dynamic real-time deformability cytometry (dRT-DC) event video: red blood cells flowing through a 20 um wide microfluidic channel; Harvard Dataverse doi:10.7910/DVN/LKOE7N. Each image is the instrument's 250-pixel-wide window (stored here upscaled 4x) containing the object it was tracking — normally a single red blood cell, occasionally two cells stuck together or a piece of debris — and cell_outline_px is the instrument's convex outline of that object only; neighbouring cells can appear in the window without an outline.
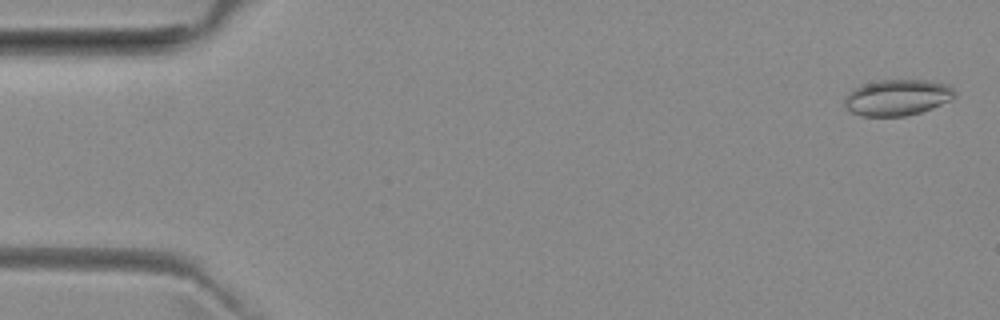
{"species": "common noctule bat (a hibernating species)", "species_latin": "Nyctalus noctula", "temperature_condition": "room temperature", "stored_images_in_passage": 53, "camera_frame_rate_fps": 3000, "um_per_image_px": 0.085, "animal": {"sex": "female", "body_mass_g": 29.2, "forearm_length_mm": 56.3}, "frame": {"image": 1, "passage_image": 2, "time_ms": 0.333, "image_size_px": [1000, 320], "cell_outline_px": [[956, 96], [952, 100], [932, 108], [920, 112], [904, 116], [860, 116], [852, 112], [844, 104], [844, 100], [848, 92], [864, 84], [876, 80], [924, 80], [948, 84], [956, 92]], "centroid_in_image_um": [76.29, 8.28], "position_along_channel_um": 8.7, "area_um2": 23.18}}
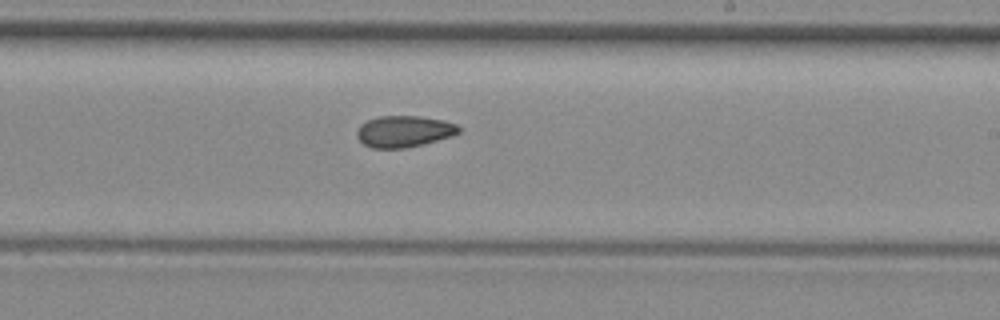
{"frame": {"image": 2, "passage_image": 31, "time_ms": 10.0, "image_size_px": [1000, 320], "cell_outline_px": [[460, 132], [452, 136], [424, 144], [404, 148], [372, 148], [364, 144], [356, 136], [356, 132], [360, 124], [368, 120], [380, 116], [416, 116], [444, 120], [456, 124], [460, 128]], "centroid_in_image_um": [34.34, 11.17], "position_along_channel_um": 254.7, "area_um2": 18.67}}
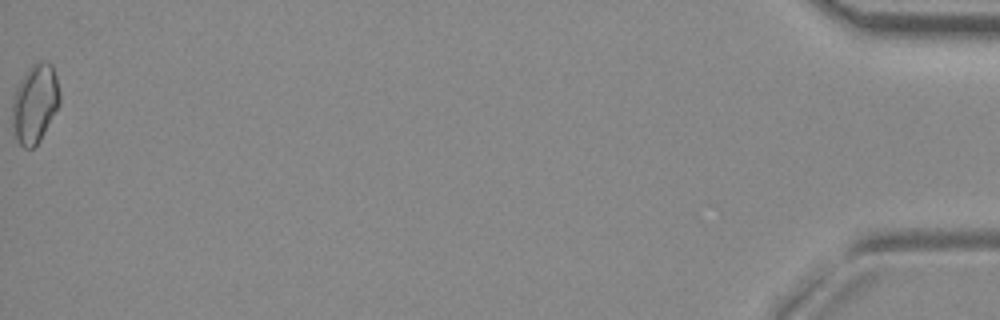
{"frame": {"image": 3, "passage_image": 53, "time_ms": 17.333, "image_size_px": [1000, 320], "cell_outline_px": [[60, 104], [40, 140], [32, 148], [24, 148], [16, 140], [12, 124], [12, 100], [16, 88], [20, 80], [28, 68], [32, 64], [40, 60], [52, 64], [56, 76], [60, 92]], "centroid_in_image_um": [2.97, 8.79], "position_along_channel_um": 432.2, "area_um2": 21.91}}